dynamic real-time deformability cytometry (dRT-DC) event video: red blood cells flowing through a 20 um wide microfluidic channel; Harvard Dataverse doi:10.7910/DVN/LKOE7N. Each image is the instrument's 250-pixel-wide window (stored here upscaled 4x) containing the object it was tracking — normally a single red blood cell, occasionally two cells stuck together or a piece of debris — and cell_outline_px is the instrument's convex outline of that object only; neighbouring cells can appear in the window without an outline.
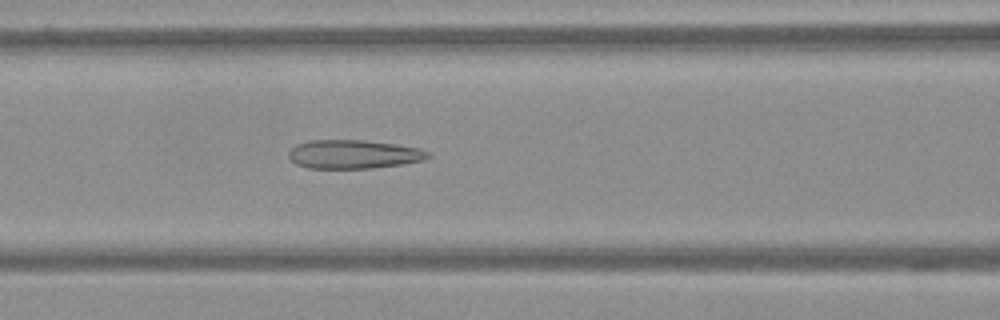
{"species": "Egyptian fruit bat (a non-hibernating species)", "species_latin": "Rousettus aegyptiacus", "temperature_condition": "warm", "stored_images_in_passage": 60, "camera_frame_rate_fps": 3000, "um_per_image_px": 0.085, "frame": {"image": 1, "passage_image": 25, "time_ms": 8.0, "image_size_px": [1000, 320], "cell_outline_px": [[432, 156], [424, 160], [400, 164], [372, 168], [308, 168], [296, 164], [288, 156], [288, 152], [296, 144], [308, 140], [364, 140], [396, 144], [420, 148], [428, 152]], "centroid_in_image_um": [30.05, 13.1], "position_along_channel_um": 136.6, "area_um2": 23.35}}
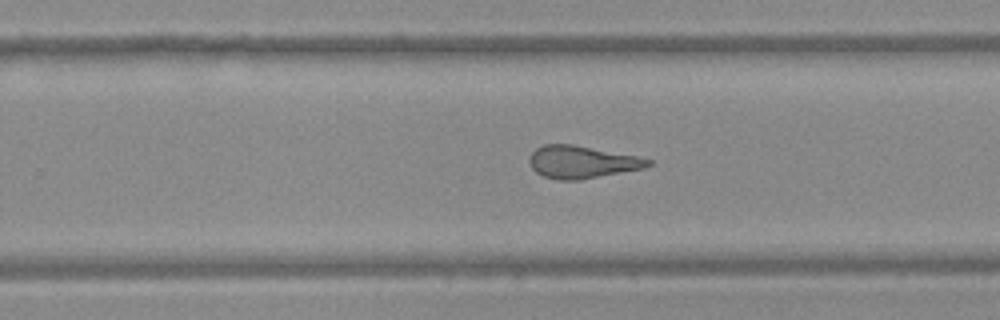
{"frame": {"image": 2, "passage_image": 38, "time_ms": 12.333, "image_size_px": [1000, 320], "cell_outline_px": [[652, 164], [644, 168], [580, 180], [560, 180], [544, 176], [536, 172], [532, 168], [528, 160], [532, 152], [536, 148], [544, 144], [572, 144], [636, 156], [652, 160]], "centroid_in_image_um": [49.44, 13.77], "position_along_channel_um": 280.4, "area_um2": 22.31}}
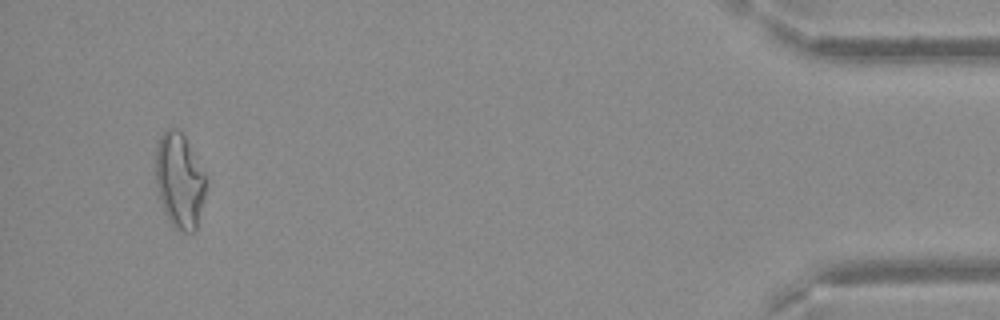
{"frame": {"image": 3, "passage_image": 57, "time_ms": 18.667, "image_size_px": [1000, 320], "cell_outline_px": [[208, 180], [196, 232], [180, 232], [172, 228], [168, 220], [160, 200], [156, 184], [156, 144], [160, 136], [168, 128], [176, 128], [184, 136]], "centroid_in_image_um": [15.26, 15.4], "position_along_channel_um": 419.9, "area_um2": 28.03}}